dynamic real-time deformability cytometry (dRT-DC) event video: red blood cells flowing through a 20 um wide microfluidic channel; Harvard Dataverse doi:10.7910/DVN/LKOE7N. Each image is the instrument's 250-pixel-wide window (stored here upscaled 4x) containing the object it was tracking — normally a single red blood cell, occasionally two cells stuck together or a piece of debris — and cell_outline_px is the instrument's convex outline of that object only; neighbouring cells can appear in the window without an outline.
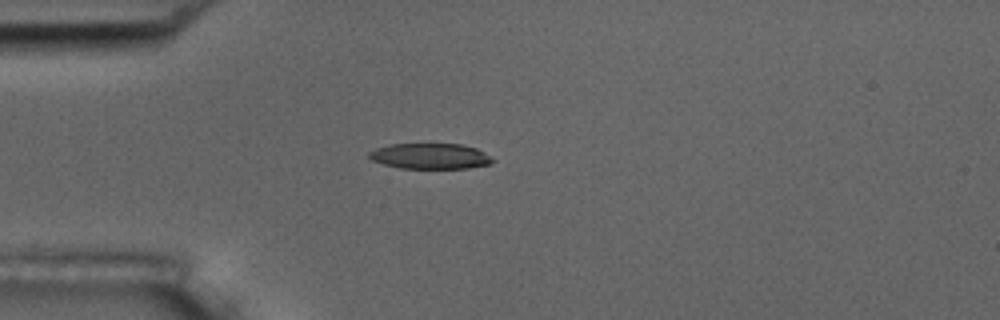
{"species": "common noctule bat (a hibernating species)", "species_latin": "Nyctalus noctula", "temperature_condition": "room temperature", "stored_images_in_passage": 1, "camera_frame_rate_fps": 3000, "um_per_image_px": 0.085, "animal": {"sex": "male", "body_mass_g": 17.5, "forearm_length_mm": 52.3}, "frame": {"image": 1, "passage_image": 1, "time_ms": 0.0, "image_size_px": [1000, 320], "cell_outline_px": [[496, 160], [492, 164], [468, 168], [400, 168], [384, 164], [372, 160], [368, 156], [368, 152], [376, 148], [388, 144], [460, 144], [476, 148], [484, 152]], "centroid_in_image_um": [36.59, 13.27], "position_along_channel_um": 48.4, "area_um2": 18.5}}